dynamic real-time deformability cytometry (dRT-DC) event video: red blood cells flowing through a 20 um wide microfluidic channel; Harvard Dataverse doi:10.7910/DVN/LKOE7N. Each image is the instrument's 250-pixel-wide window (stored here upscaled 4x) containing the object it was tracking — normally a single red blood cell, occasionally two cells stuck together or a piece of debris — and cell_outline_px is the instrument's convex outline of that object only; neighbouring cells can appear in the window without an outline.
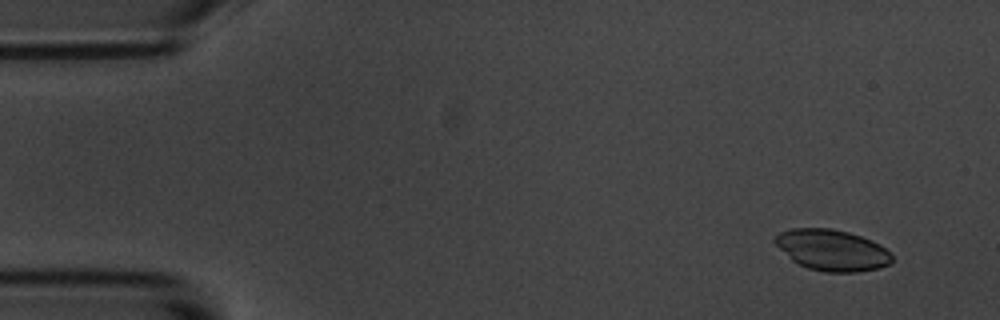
{"species": "common noctule bat (a hibernating species)", "species_latin": "Nyctalus noctula", "temperature_condition": "room temperature", "stored_images_in_passage": 5, "camera_frame_rate_fps": 3000, "um_per_image_px": 0.085, "animal": {"sex": "male", "body_mass_g": 20.1, "forearm_length_mm": 53.5}, "frame": {"image": 1, "passage_image": 1, "time_ms": 0.0, "image_size_px": [1000, 320], "cell_outline_px": [[892, 260], [888, 264], [880, 268], [856, 272], [824, 272], [808, 268], [792, 260], [772, 240], [780, 232], [792, 228], [832, 228], [848, 232], [872, 240], [880, 244], [892, 256]], "centroid_in_image_um": [70.72, 21.25], "position_along_channel_um": 14.3, "area_um2": 27.86}}